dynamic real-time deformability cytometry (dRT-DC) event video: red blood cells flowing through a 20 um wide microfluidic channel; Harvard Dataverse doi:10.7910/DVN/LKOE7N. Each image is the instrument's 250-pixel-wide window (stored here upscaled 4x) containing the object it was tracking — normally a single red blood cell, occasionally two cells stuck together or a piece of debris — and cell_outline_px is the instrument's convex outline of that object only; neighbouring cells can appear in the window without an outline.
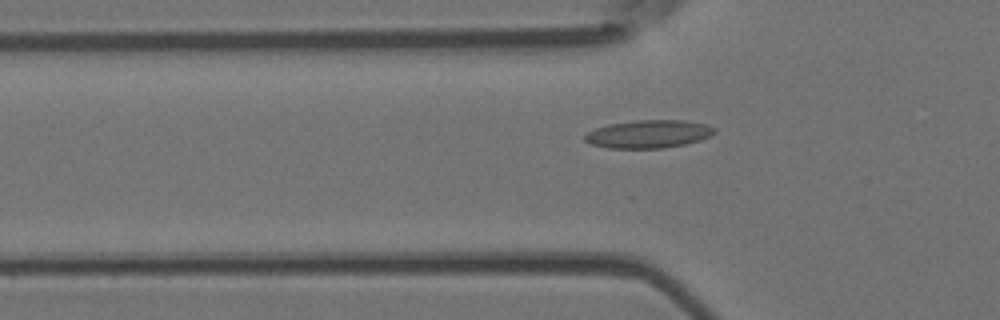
{"species": "Egyptian fruit bat (a non-hibernating species)", "species_latin": "Rousettus aegyptiacus", "temperature_condition": "room temperature", "stored_images_in_passage": 14, "camera_frame_rate_fps": 3000, "um_per_image_px": 0.085, "animal": {"sex": "female"}, "frame": {"image": 1, "passage_image": 2, "time_ms": 0.333, "image_size_px": [1000, 320], "cell_outline_px": [[716, 132], [712, 136], [700, 140], [684, 144], [664, 148], [608, 148], [592, 144], [584, 140], [584, 136], [588, 132], [596, 128], [608, 124], [636, 120], [684, 120], [704, 124], [716, 128]], "centroid_in_image_um": [55.15, 11.39], "position_along_channel_um": 70.7, "area_um2": 21.15}}
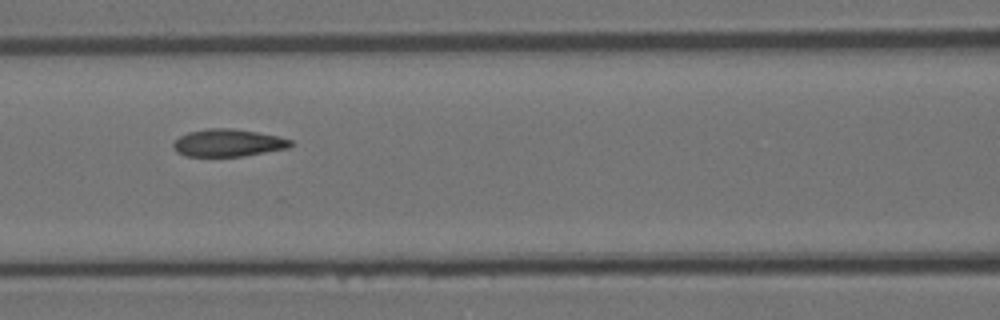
{"frame": {"image": 2, "passage_image": 8, "time_ms": 2.333, "image_size_px": [1000, 320], "cell_outline_px": [[292, 144], [288, 148], [244, 156], [184, 156], [176, 152], [172, 144], [180, 136], [188, 132], [208, 128], [232, 128], [256, 132], [276, 136], [292, 140]], "centroid_in_image_um": [19.36, 12.14], "position_along_channel_um": 147.2, "area_um2": 18.67}}
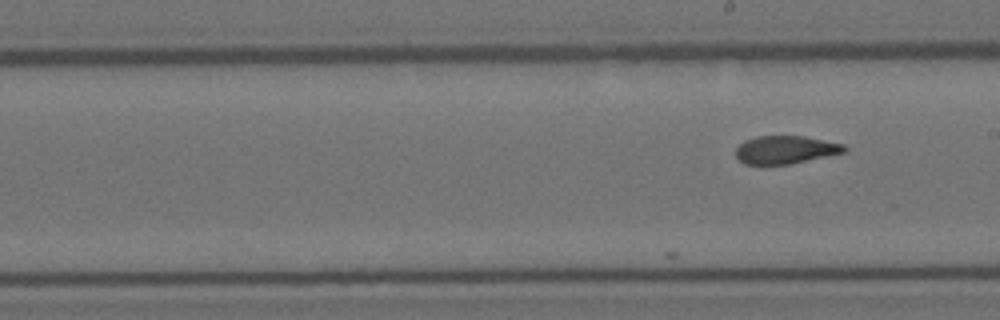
{"frame": {"image": 3, "passage_image": 14, "time_ms": 4.333, "image_size_px": [1000, 320], "cell_outline_px": [[848, 148], [844, 152], [788, 164], [744, 164], [736, 156], [736, 148], [744, 140], [756, 136], [804, 136], [844, 144]], "centroid_in_image_um": [66.74, 12.71], "position_along_channel_um": 222.3, "area_um2": 17.51}}